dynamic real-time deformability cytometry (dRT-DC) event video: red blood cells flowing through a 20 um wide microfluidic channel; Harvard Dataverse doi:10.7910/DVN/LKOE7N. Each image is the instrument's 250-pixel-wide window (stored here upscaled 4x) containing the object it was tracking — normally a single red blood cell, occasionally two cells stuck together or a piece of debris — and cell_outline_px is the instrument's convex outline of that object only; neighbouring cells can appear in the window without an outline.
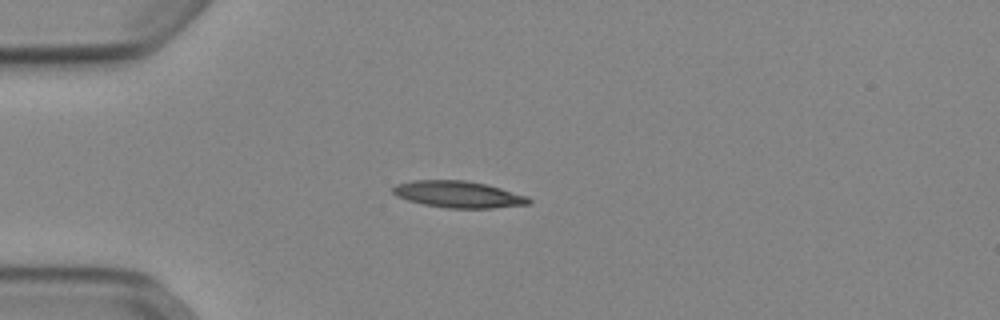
{"species": "Egyptian fruit bat (a non-hibernating species)", "species_latin": "Rousettus aegyptiacus", "temperature_condition": "cold", "stored_images_in_passage": 39, "camera_frame_rate_fps": 3000, "um_per_image_px": 0.085, "animal": {"sex": "female"}, "frame": {"image": 1, "passage_image": 1, "time_ms": 0.0, "image_size_px": [1000, 320], "cell_outline_px": [[532, 200], [528, 204], [492, 208], [448, 208], [424, 204], [408, 200], [396, 196], [392, 192], [392, 188], [396, 184], [412, 180], [464, 180], [488, 184], [528, 196]], "centroid_in_image_um": [38.96, 16.51], "position_along_channel_um": 46.0, "area_um2": 21.15}}
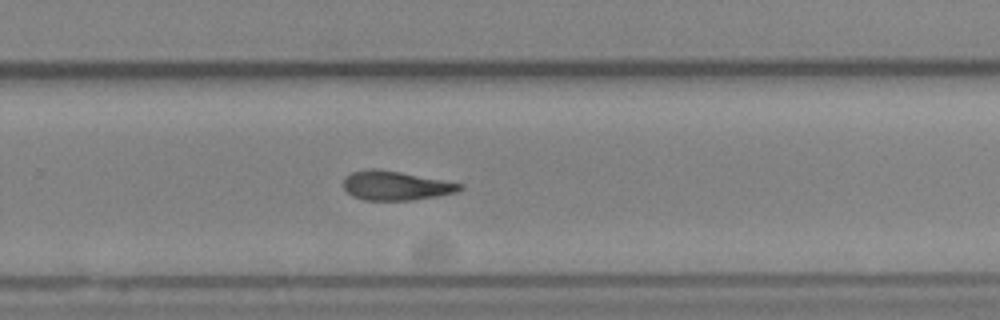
{"frame": {"image": 2, "passage_image": 22, "time_ms": 7.0, "image_size_px": [1000, 320], "cell_outline_px": [[464, 188], [456, 192], [436, 196], [412, 200], [364, 200], [352, 196], [344, 188], [344, 176], [352, 172], [372, 168], [400, 172], [464, 184]], "centroid_in_image_um": [33.63, 15.78], "position_along_channel_um": 296.2, "area_um2": 19.65}}
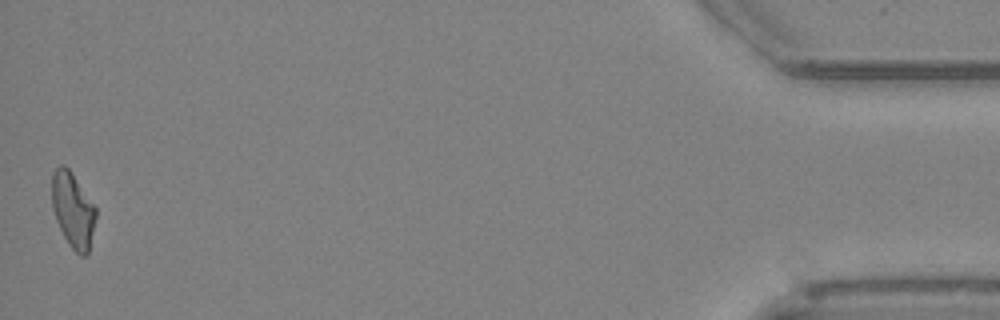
{"frame": {"image": 3, "passage_image": 39, "time_ms": 12.667, "image_size_px": [1000, 320], "cell_outline_px": [[96, 216], [88, 252], [84, 256], [80, 256], [68, 244], [56, 220], [52, 208], [52, 172], [60, 164], [64, 164], [68, 168], [96, 208]], "centroid_in_image_um": [6.18, 17.85], "position_along_channel_um": 429.0, "area_um2": 18.96}}